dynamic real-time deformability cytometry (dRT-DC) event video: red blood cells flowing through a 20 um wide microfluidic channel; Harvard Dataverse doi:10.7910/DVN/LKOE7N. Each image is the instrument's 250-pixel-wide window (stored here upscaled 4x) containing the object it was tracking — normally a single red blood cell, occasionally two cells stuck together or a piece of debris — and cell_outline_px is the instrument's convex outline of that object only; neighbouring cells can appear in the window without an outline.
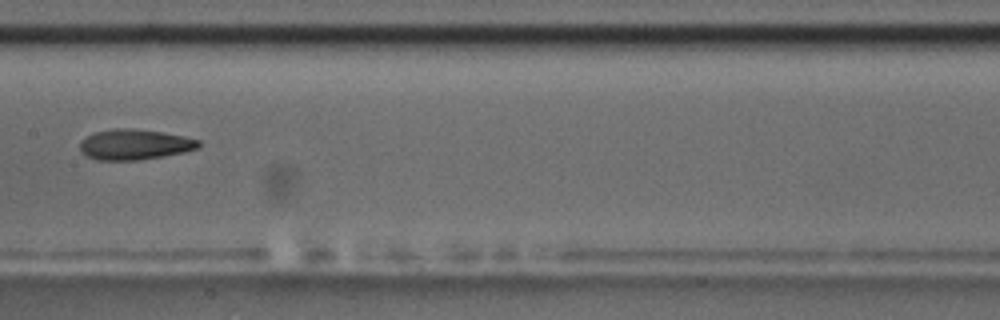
{"species": "common noctule bat (a hibernating species)", "species_latin": "Nyctalus noctula", "temperature_condition": "room temperature", "stored_images_in_passage": 8, "camera_frame_rate_fps": 3000, "um_per_image_px": 0.085, "animal": {"sex": "male", "body_mass_g": 17.5, "forearm_length_mm": 52.3}, "frame": {"image": 1, "passage_image": 6, "time_ms": 6.0, "image_size_px": [1000, 320], "cell_outline_px": [[200, 148], [184, 152], [164, 156], [140, 160], [100, 160], [88, 156], [80, 148], [80, 140], [96, 132], [116, 128], [132, 128], [160, 132], [184, 136], [200, 140]], "centroid_in_image_um": [11.49, 12.28], "position_along_channel_um": 195.9, "area_um2": 20.92}}